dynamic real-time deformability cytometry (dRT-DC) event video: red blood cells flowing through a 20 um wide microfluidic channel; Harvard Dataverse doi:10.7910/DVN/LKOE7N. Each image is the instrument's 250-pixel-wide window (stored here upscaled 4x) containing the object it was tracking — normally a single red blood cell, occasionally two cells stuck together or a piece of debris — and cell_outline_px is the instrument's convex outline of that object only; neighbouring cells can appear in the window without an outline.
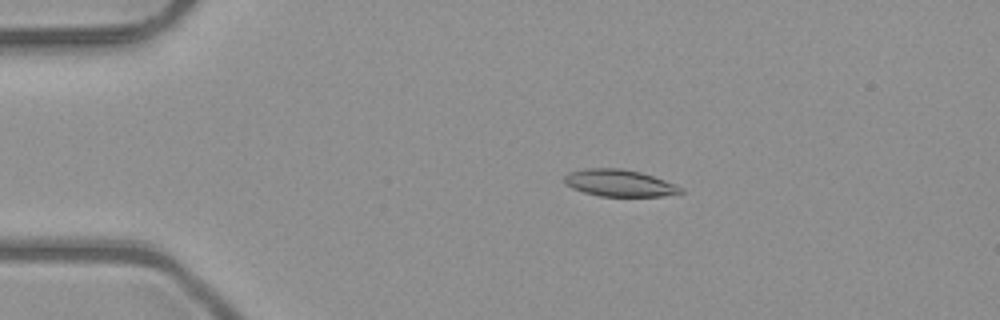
{"species": "common noctule bat (a hibernating species)", "species_latin": "Nyctalus noctula", "temperature_condition": "room temperature", "stored_images_in_passage": 44, "camera_frame_rate_fps": 3000, "um_per_image_px": 0.085, "animal": {"sex": "male", "body_mass_g": 23.1, "forearm_length_mm": 52.7}, "frame": {"image": 1, "passage_image": 3, "time_ms": 0.667, "image_size_px": [1000, 320], "cell_outline_px": [[684, 192], [664, 196], [600, 196], [584, 192], [572, 188], [564, 184], [564, 176], [568, 172], [584, 168], [620, 168], [640, 172], [676, 184], [684, 188]], "centroid_in_image_um": [52.63, 15.55], "position_along_channel_um": 32.4, "area_um2": 18.32}}
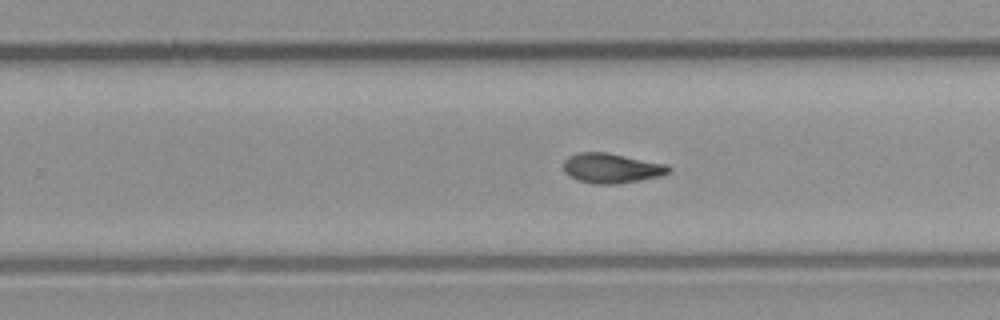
{"frame": {"image": 2, "passage_image": 25, "time_ms": 8.0, "image_size_px": [1000, 320], "cell_outline_px": [[672, 172], [660, 176], [640, 180], [616, 184], [592, 184], [576, 180], [568, 176], [564, 172], [564, 160], [568, 156], [576, 152], [608, 152], [668, 164], [672, 168]], "centroid_in_image_um": [51.98, 14.29], "position_along_channel_um": 277.8, "area_um2": 18.73}}
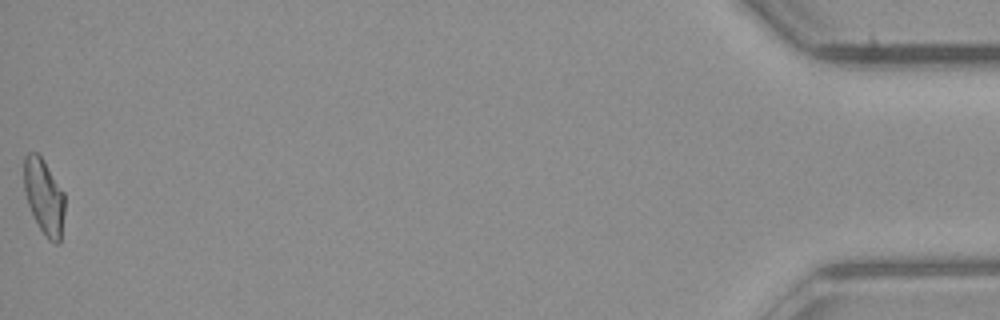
{"frame": {"image": 3, "passage_image": 44, "time_ms": 14.333, "image_size_px": [1000, 320], "cell_outline_px": [[64, 212], [60, 244], [56, 244], [48, 240], [40, 228], [28, 204], [24, 192], [24, 156], [28, 152], [36, 152], [44, 160], [64, 192]], "centroid_in_image_um": [3.74, 16.7], "position_along_channel_um": 431.5, "area_um2": 17.92}, "authors_computed_cell_mechanics": {"area_um2": 18.0336, "velocity_mm_per_s": 4.0555, "shape_relaxation_time_tau1_ms": 8.1225, "shape_relaxation_time_tau2_ms": 4.2879, "deformation_change_tau1": 0.2098, "deformation_change_tau2": 0.1094}}